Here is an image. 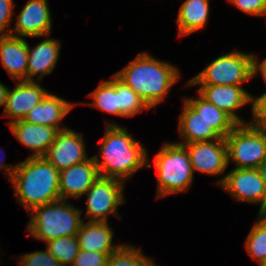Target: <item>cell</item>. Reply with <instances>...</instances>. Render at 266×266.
<instances>
[{
    "mask_svg": "<svg viewBox=\"0 0 266 266\" xmlns=\"http://www.w3.org/2000/svg\"><path fill=\"white\" fill-rule=\"evenodd\" d=\"M123 184L120 179L101 177L92 184L87 193V212L89 221H106L110 214L117 215V208L125 203Z\"/></svg>",
    "mask_w": 266,
    "mask_h": 266,
    "instance_id": "8",
    "label": "cell"
},
{
    "mask_svg": "<svg viewBox=\"0 0 266 266\" xmlns=\"http://www.w3.org/2000/svg\"><path fill=\"white\" fill-rule=\"evenodd\" d=\"M179 133L183 142L179 144H191L195 142L214 141L224 139L209 122L193 109L184 100L183 113L179 119Z\"/></svg>",
    "mask_w": 266,
    "mask_h": 266,
    "instance_id": "19",
    "label": "cell"
},
{
    "mask_svg": "<svg viewBox=\"0 0 266 266\" xmlns=\"http://www.w3.org/2000/svg\"><path fill=\"white\" fill-rule=\"evenodd\" d=\"M61 45L59 40L45 39L32 49L28 44L27 81H34L38 74V80L50 74L56 66Z\"/></svg>",
    "mask_w": 266,
    "mask_h": 266,
    "instance_id": "20",
    "label": "cell"
},
{
    "mask_svg": "<svg viewBox=\"0 0 266 266\" xmlns=\"http://www.w3.org/2000/svg\"><path fill=\"white\" fill-rule=\"evenodd\" d=\"M20 266H61L59 261L47 250L34 251L20 258Z\"/></svg>",
    "mask_w": 266,
    "mask_h": 266,
    "instance_id": "30",
    "label": "cell"
},
{
    "mask_svg": "<svg viewBox=\"0 0 266 266\" xmlns=\"http://www.w3.org/2000/svg\"><path fill=\"white\" fill-rule=\"evenodd\" d=\"M20 143L34 150L30 157H44L55 141L59 129L46 125H36L24 120L9 124Z\"/></svg>",
    "mask_w": 266,
    "mask_h": 266,
    "instance_id": "16",
    "label": "cell"
},
{
    "mask_svg": "<svg viewBox=\"0 0 266 266\" xmlns=\"http://www.w3.org/2000/svg\"><path fill=\"white\" fill-rule=\"evenodd\" d=\"M11 91L8 90L4 114L14 118L8 125L23 120L27 113L49 93L34 81L21 80Z\"/></svg>",
    "mask_w": 266,
    "mask_h": 266,
    "instance_id": "15",
    "label": "cell"
},
{
    "mask_svg": "<svg viewBox=\"0 0 266 266\" xmlns=\"http://www.w3.org/2000/svg\"><path fill=\"white\" fill-rule=\"evenodd\" d=\"M258 170L261 174V177L264 182L265 189H266V158L260 163Z\"/></svg>",
    "mask_w": 266,
    "mask_h": 266,
    "instance_id": "37",
    "label": "cell"
},
{
    "mask_svg": "<svg viewBox=\"0 0 266 266\" xmlns=\"http://www.w3.org/2000/svg\"><path fill=\"white\" fill-rule=\"evenodd\" d=\"M257 220L246 238L245 247L261 266L266 260V218L259 214Z\"/></svg>",
    "mask_w": 266,
    "mask_h": 266,
    "instance_id": "27",
    "label": "cell"
},
{
    "mask_svg": "<svg viewBox=\"0 0 266 266\" xmlns=\"http://www.w3.org/2000/svg\"><path fill=\"white\" fill-rule=\"evenodd\" d=\"M107 266H156L140 249L122 244L108 259Z\"/></svg>",
    "mask_w": 266,
    "mask_h": 266,
    "instance_id": "28",
    "label": "cell"
},
{
    "mask_svg": "<svg viewBox=\"0 0 266 266\" xmlns=\"http://www.w3.org/2000/svg\"><path fill=\"white\" fill-rule=\"evenodd\" d=\"M153 164L157 169L158 198L188 190L194 173L189 152L183 144L165 143Z\"/></svg>",
    "mask_w": 266,
    "mask_h": 266,
    "instance_id": "5",
    "label": "cell"
},
{
    "mask_svg": "<svg viewBox=\"0 0 266 266\" xmlns=\"http://www.w3.org/2000/svg\"><path fill=\"white\" fill-rule=\"evenodd\" d=\"M261 127L264 129V131L266 132V121L261 125Z\"/></svg>",
    "mask_w": 266,
    "mask_h": 266,
    "instance_id": "38",
    "label": "cell"
},
{
    "mask_svg": "<svg viewBox=\"0 0 266 266\" xmlns=\"http://www.w3.org/2000/svg\"><path fill=\"white\" fill-rule=\"evenodd\" d=\"M47 0H29L17 17L10 35L15 37L48 36L52 26ZM20 35V36H19Z\"/></svg>",
    "mask_w": 266,
    "mask_h": 266,
    "instance_id": "12",
    "label": "cell"
},
{
    "mask_svg": "<svg viewBox=\"0 0 266 266\" xmlns=\"http://www.w3.org/2000/svg\"><path fill=\"white\" fill-rule=\"evenodd\" d=\"M253 124L261 126L266 121V92L260 97L252 96Z\"/></svg>",
    "mask_w": 266,
    "mask_h": 266,
    "instance_id": "33",
    "label": "cell"
},
{
    "mask_svg": "<svg viewBox=\"0 0 266 266\" xmlns=\"http://www.w3.org/2000/svg\"><path fill=\"white\" fill-rule=\"evenodd\" d=\"M253 54L232 51L212 61L195 75L186 87L193 85L241 86L253 77Z\"/></svg>",
    "mask_w": 266,
    "mask_h": 266,
    "instance_id": "7",
    "label": "cell"
},
{
    "mask_svg": "<svg viewBox=\"0 0 266 266\" xmlns=\"http://www.w3.org/2000/svg\"><path fill=\"white\" fill-rule=\"evenodd\" d=\"M112 253L80 250L71 266H107Z\"/></svg>",
    "mask_w": 266,
    "mask_h": 266,
    "instance_id": "29",
    "label": "cell"
},
{
    "mask_svg": "<svg viewBox=\"0 0 266 266\" xmlns=\"http://www.w3.org/2000/svg\"><path fill=\"white\" fill-rule=\"evenodd\" d=\"M58 171L89 159L82 135L71 129L60 131L44 156Z\"/></svg>",
    "mask_w": 266,
    "mask_h": 266,
    "instance_id": "10",
    "label": "cell"
},
{
    "mask_svg": "<svg viewBox=\"0 0 266 266\" xmlns=\"http://www.w3.org/2000/svg\"><path fill=\"white\" fill-rule=\"evenodd\" d=\"M184 100L203 116L223 138L237 125L227 113L208 102L200 94L198 99L184 98Z\"/></svg>",
    "mask_w": 266,
    "mask_h": 266,
    "instance_id": "23",
    "label": "cell"
},
{
    "mask_svg": "<svg viewBox=\"0 0 266 266\" xmlns=\"http://www.w3.org/2000/svg\"><path fill=\"white\" fill-rule=\"evenodd\" d=\"M99 156H92L101 177L116 178L124 181L134 172L143 167H148L147 150L126 128L114 123H107L104 138L101 141Z\"/></svg>",
    "mask_w": 266,
    "mask_h": 266,
    "instance_id": "1",
    "label": "cell"
},
{
    "mask_svg": "<svg viewBox=\"0 0 266 266\" xmlns=\"http://www.w3.org/2000/svg\"><path fill=\"white\" fill-rule=\"evenodd\" d=\"M8 88L0 83V107L4 105V109L6 106V99H7V94H8Z\"/></svg>",
    "mask_w": 266,
    "mask_h": 266,
    "instance_id": "35",
    "label": "cell"
},
{
    "mask_svg": "<svg viewBox=\"0 0 266 266\" xmlns=\"http://www.w3.org/2000/svg\"><path fill=\"white\" fill-rule=\"evenodd\" d=\"M261 266H266V260H265V262Z\"/></svg>",
    "mask_w": 266,
    "mask_h": 266,
    "instance_id": "39",
    "label": "cell"
},
{
    "mask_svg": "<svg viewBox=\"0 0 266 266\" xmlns=\"http://www.w3.org/2000/svg\"><path fill=\"white\" fill-rule=\"evenodd\" d=\"M198 93L208 102L227 113L237 124L244 121L235 110L252 102V96L241 86L234 85H199Z\"/></svg>",
    "mask_w": 266,
    "mask_h": 266,
    "instance_id": "14",
    "label": "cell"
},
{
    "mask_svg": "<svg viewBox=\"0 0 266 266\" xmlns=\"http://www.w3.org/2000/svg\"><path fill=\"white\" fill-rule=\"evenodd\" d=\"M112 80L102 81L98 87L88 96L93 98L88 105L98 108L104 112L119 116V101L116 93V76Z\"/></svg>",
    "mask_w": 266,
    "mask_h": 266,
    "instance_id": "24",
    "label": "cell"
},
{
    "mask_svg": "<svg viewBox=\"0 0 266 266\" xmlns=\"http://www.w3.org/2000/svg\"><path fill=\"white\" fill-rule=\"evenodd\" d=\"M183 145L189 152L193 173L199 171L209 175H220L228 166L225 139Z\"/></svg>",
    "mask_w": 266,
    "mask_h": 266,
    "instance_id": "11",
    "label": "cell"
},
{
    "mask_svg": "<svg viewBox=\"0 0 266 266\" xmlns=\"http://www.w3.org/2000/svg\"><path fill=\"white\" fill-rule=\"evenodd\" d=\"M244 13L266 15V0H228Z\"/></svg>",
    "mask_w": 266,
    "mask_h": 266,
    "instance_id": "31",
    "label": "cell"
},
{
    "mask_svg": "<svg viewBox=\"0 0 266 266\" xmlns=\"http://www.w3.org/2000/svg\"><path fill=\"white\" fill-rule=\"evenodd\" d=\"M0 59L13 80L27 81L28 43L24 38L0 36Z\"/></svg>",
    "mask_w": 266,
    "mask_h": 266,
    "instance_id": "17",
    "label": "cell"
},
{
    "mask_svg": "<svg viewBox=\"0 0 266 266\" xmlns=\"http://www.w3.org/2000/svg\"><path fill=\"white\" fill-rule=\"evenodd\" d=\"M80 209L65 200L37 206L30 211L28 232L34 239L48 242L58 237L77 235L83 222Z\"/></svg>",
    "mask_w": 266,
    "mask_h": 266,
    "instance_id": "4",
    "label": "cell"
},
{
    "mask_svg": "<svg viewBox=\"0 0 266 266\" xmlns=\"http://www.w3.org/2000/svg\"><path fill=\"white\" fill-rule=\"evenodd\" d=\"M47 243V250L59 261L61 266H71L79 254L77 236L58 237Z\"/></svg>",
    "mask_w": 266,
    "mask_h": 266,
    "instance_id": "26",
    "label": "cell"
},
{
    "mask_svg": "<svg viewBox=\"0 0 266 266\" xmlns=\"http://www.w3.org/2000/svg\"><path fill=\"white\" fill-rule=\"evenodd\" d=\"M113 234L106 221H83L76 236L80 250L114 252L122 244H112Z\"/></svg>",
    "mask_w": 266,
    "mask_h": 266,
    "instance_id": "21",
    "label": "cell"
},
{
    "mask_svg": "<svg viewBox=\"0 0 266 266\" xmlns=\"http://www.w3.org/2000/svg\"><path fill=\"white\" fill-rule=\"evenodd\" d=\"M217 181L236 200L260 203L259 214L266 212V189L258 169L234 168Z\"/></svg>",
    "mask_w": 266,
    "mask_h": 266,
    "instance_id": "9",
    "label": "cell"
},
{
    "mask_svg": "<svg viewBox=\"0 0 266 266\" xmlns=\"http://www.w3.org/2000/svg\"><path fill=\"white\" fill-rule=\"evenodd\" d=\"M0 165H1V168L4 170L6 176H9L10 177L9 180L11 181V179L13 177V174H14V171L17 168V165H14V166L13 165H10V166H8V165H3L1 163H0Z\"/></svg>",
    "mask_w": 266,
    "mask_h": 266,
    "instance_id": "36",
    "label": "cell"
},
{
    "mask_svg": "<svg viewBox=\"0 0 266 266\" xmlns=\"http://www.w3.org/2000/svg\"><path fill=\"white\" fill-rule=\"evenodd\" d=\"M224 139L228 163L235 162V168L258 169L266 158V132L259 125L237 124Z\"/></svg>",
    "mask_w": 266,
    "mask_h": 266,
    "instance_id": "6",
    "label": "cell"
},
{
    "mask_svg": "<svg viewBox=\"0 0 266 266\" xmlns=\"http://www.w3.org/2000/svg\"><path fill=\"white\" fill-rule=\"evenodd\" d=\"M13 0H0V36H8L11 33L6 32V29L11 28L13 16Z\"/></svg>",
    "mask_w": 266,
    "mask_h": 266,
    "instance_id": "32",
    "label": "cell"
},
{
    "mask_svg": "<svg viewBox=\"0 0 266 266\" xmlns=\"http://www.w3.org/2000/svg\"><path fill=\"white\" fill-rule=\"evenodd\" d=\"M131 87L151 108L160 103L180 74L170 63L156 60L148 53H140L136 59L114 74Z\"/></svg>",
    "mask_w": 266,
    "mask_h": 266,
    "instance_id": "2",
    "label": "cell"
},
{
    "mask_svg": "<svg viewBox=\"0 0 266 266\" xmlns=\"http://www.w3.org/2000/svg\"><path fill=\"white\" fill-rule=\"evenodd\" d=\"M209 15V0H185L177 17L179 36H185L205 26Z\"/></svg>",
    "mask_w": 266,
    "mask_h": 266,
    "instance_id": "22",
    "label": "cell"
},
{
    "mask_svg": "<svg viewBox=\"0 0 266 266\" xmlns=\"http://www.w3.org/2000/svg\"><path fill=\"white\" fill-rule=\"evenodd\" d=\"M99 176L93 157L85 162L61 170L59 177L61 199L67 200L74 197L79 199L86 194Z\"/></svg>",
    "mask_w": 266,
    "mask_h": 266,
    "instance_id": "13",
    "label": "cell"
},
{
    "mask_svg": "<svg viewBox=\"0 0 266 266\" xmlns=\"http://www.w3.org/2000/svg\"><path fill=\"white\" fill-rule=\"evenodd\" d=\"M59 177L60 171L45 157H28L17 164L11 183L19 204L30 212L37 206L61 199Z\"/></svg>",
    "mask_w": 266,
    "mask_h": 266,
    "instance_id": "3",
    "label": "cell"
},
{
    "mask_svg": "<svg viewBox=\"0 0 266 266\" xmlns=\"http://www.w3.org/2000/svg\"><path fill=\"white\" fill-rule=\"evenodd\" d=\"M258 59L255 55H253V76L258 74V72L262 73V76L266 82V59L262 61V63L258 64Z\"/></svg>",
    "mask_w": 266,
    "mask_h": 266,
    "instance_id": "34",
    "label": "cell"
},
{
    "mask_svg": "<svg viewBox=\"0 0 266 266\" xmlns=\"http://www.w3.org/2000/svg\"><path fill=\"white\" fill-rule=\"evenodd\" d=\"M116 93L119 101V116L132 117L143 109L150 107L145 101L129 86L116 77Z\"/></svg>",
    "mask_w": 266,
    "mask_h": 266,
    "instance_id": "25",
    "label": "cell"
},
{
    "mask_svg": "<svg viewBox=\"0 0 266 266\" xmlns=\"http://www.w3.org/2000/svg\"><path fill=\"white\" fill-rule=\"evenodd\" d=\"M73 103L66 101L54 94L48 93L46 97L36 104L23 119L29 123L36 125H46L59 129L66 130V127L61 128L60 122L72 109Z\"/></svg>",
    "mask_w": 266,
    "mask_h": 266,
    "instance_id": "18",
    "label": "cell"
}]
</instances>
